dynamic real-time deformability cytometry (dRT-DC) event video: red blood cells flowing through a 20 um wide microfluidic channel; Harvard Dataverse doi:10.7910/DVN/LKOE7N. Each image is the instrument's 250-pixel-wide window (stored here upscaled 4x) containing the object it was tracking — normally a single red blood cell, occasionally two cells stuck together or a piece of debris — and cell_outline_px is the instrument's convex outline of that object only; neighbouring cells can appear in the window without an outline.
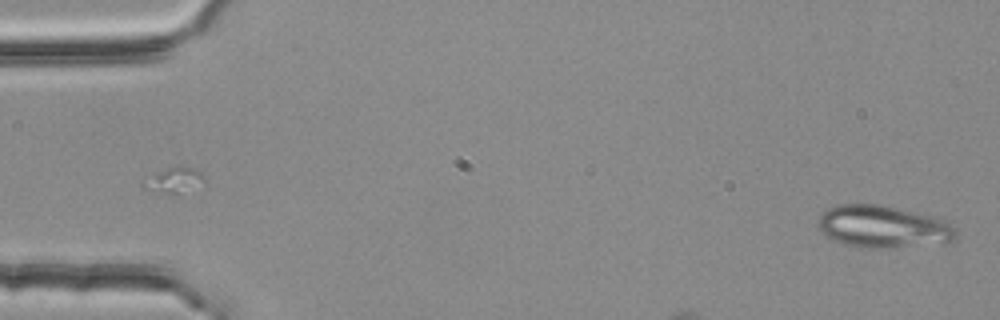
{"species": "common noctule bat (a hibernating species)", "species_latin": "Nyctalus noctula", "temperature_condition": "room temperature", "stored_images_in_passage": 3, "camera_frame_rate_fps": 3000, "um_per_image_px": 0.085, "animal": {"sex": "female", "body_mass_g": 25.1}, "frame": {"image": 1, "passage_image": 3, "time_ms": 0.667, "image_size_px": [1000, 320], "cell_outline_px": [[956, 236], [948, 244], [884, 248], [860, 248], [844, 244], [828, 236], [816, 224], [816, 220], [828, 208], [836, 204], [880, 204], [936, 216], [944, 220], [956, 228]], "centroid_in_image_um": [75.11, 19.27], "position_along_channel_um": 9.9, "area_um2": 34.45}}